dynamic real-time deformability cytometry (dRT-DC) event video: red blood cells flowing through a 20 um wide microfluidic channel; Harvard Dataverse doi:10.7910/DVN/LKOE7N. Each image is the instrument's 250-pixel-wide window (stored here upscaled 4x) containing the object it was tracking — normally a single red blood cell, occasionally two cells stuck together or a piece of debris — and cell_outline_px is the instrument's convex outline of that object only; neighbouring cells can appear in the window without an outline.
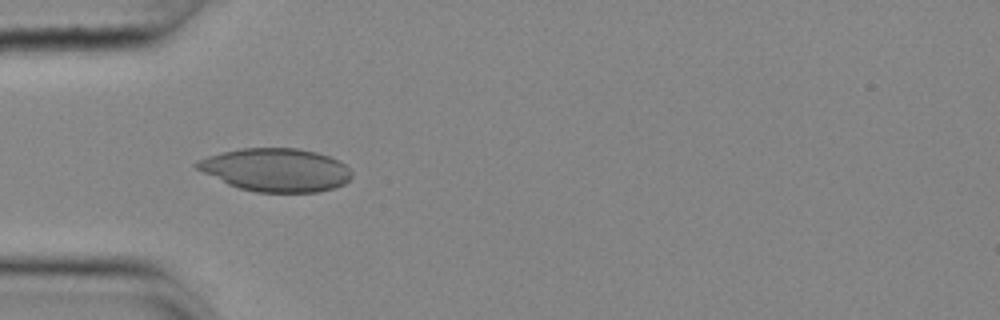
{"species": "common noctule bat (a hibernating species)", "species_latin": "Nyctalus noctula", "temperature_condition": "cold", "stored_images_in_passage": 39, "camera_frame_rate_fps": 3000, "um_per_image_px": 0.085, "animal": {"sex": "female", "body_mass_g": 25.1}, "frame": {"image": 1, "passage_image": 1, "time_ms": 0.0, "image_size_px": [1000, 320], "cell_outline_px": [[352, 176], [344, 184], [320, 192], [256, 192], [240, 188], [228, 184], [196, 168], [192, 164], [196, 160], [208, 156], [240, 148], [296, 148], [316, 152], [340, 160], [352, 172]], "centroid_in_image_um": [23.46, 14.44], "position_along_channel_um": 61.5, "area_um2": 38.84}}
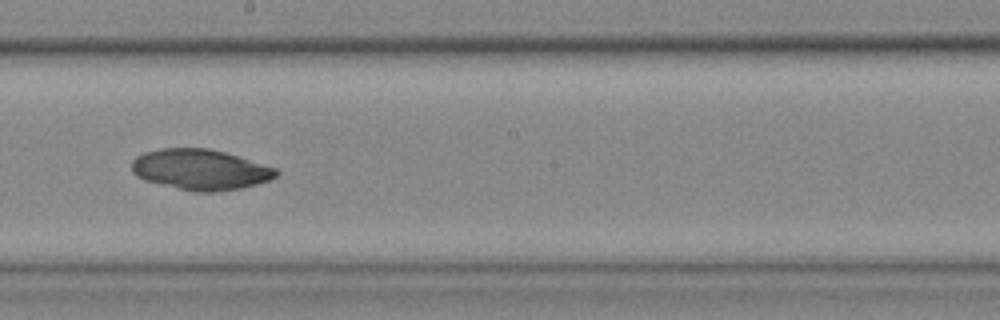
{"frame": {"image": 2, "passage_image": 15, "time_ms": 4.667, "image_size_px": [1000, 320], "cell_outline_px": [[280, 172], [276, 176], [268, 180], [256, 184], [240, 188], [216, 192], [196, 192], [144, 180], [136, 176], [132, 172], [132, 160], [136, 156], [144, 152], [160, 148], [208, 148], [224, 152], [276, 168]], "centroid_in_image_um": [17.0, 14.41], "position_along_channel_um": 231.2, "area_um2": 33.99}}
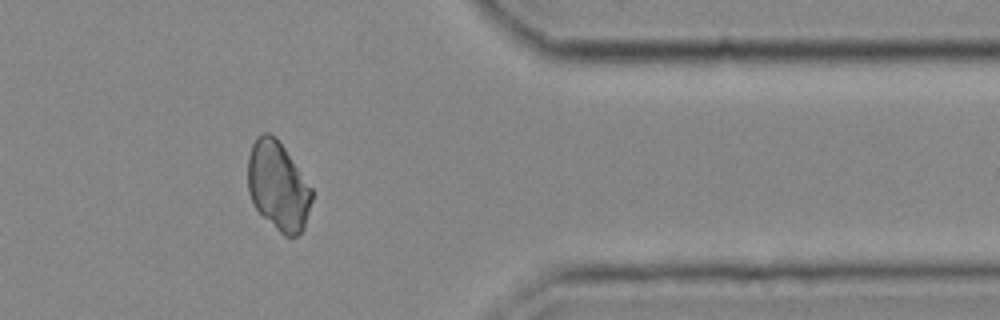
{"frame": {"image": 3, "passage_image": 29, "time_ms": 9.333, "image_size_px": [1000, 320], "cell_outline_px": [[312, 200], [304, 228], [296, 236], [284, 236], [256, 208], [248, 192], [248, 156], [252, 144], [256, 136], [264, 132], [268, 132], [276, 136], [312, 188]], "centroid_in_image_um": [23.63, 15.77], "position_along_channel_um": 387.8, "area_um2": 32.89}}